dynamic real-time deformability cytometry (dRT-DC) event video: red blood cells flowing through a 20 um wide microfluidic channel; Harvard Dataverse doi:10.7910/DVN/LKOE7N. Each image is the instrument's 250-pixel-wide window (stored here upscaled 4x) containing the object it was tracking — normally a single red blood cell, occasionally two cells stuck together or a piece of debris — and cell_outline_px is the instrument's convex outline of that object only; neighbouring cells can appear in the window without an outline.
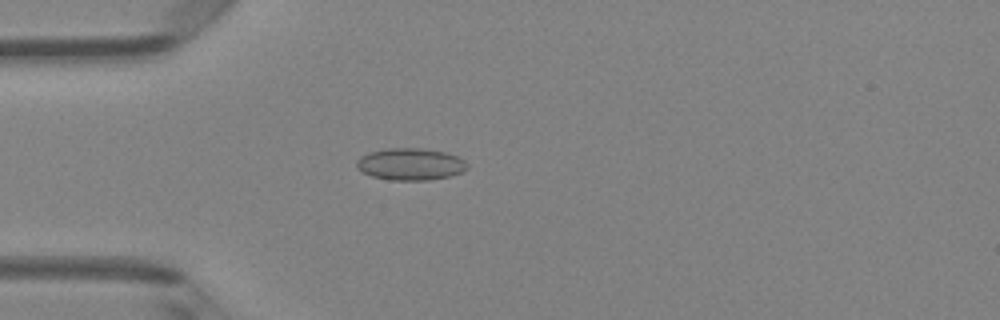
{"species": "Egyptian fruit bat (a non-hibernating species)", "species_latin": "Rousettus aegyptiacus", "temperature_condition": "room temperature", "stored_images_in_passage": 49, "camera_frame_rate_fps": 3000, "um_per_image_px": 0.085, "animal": {"sex": "female"}, "frame": {"image": 1, "passage_image": 14, "time_ms": 4.333, "image_size_px": [1000, 320], "cell_outline_px": [[468, 168], [452, 176], [428, 180], [392, 180], [372, 176], [356, 168], [356, 160], [360, 156], [372, 152], [388, 148], [420, 148], [444, 152], [456, 156], [464, 160], [468, 164]], "centroid_in_image_um": [34.89, 13.96], "position_along_channel_um": 50.1, "area_um2": 20.52}}
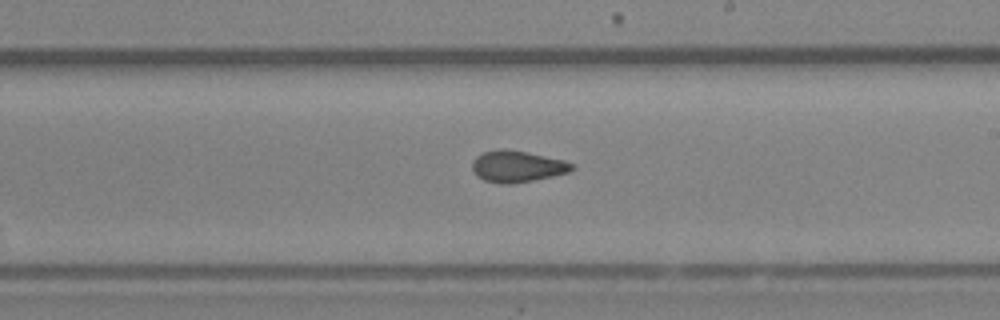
{"frame": {"image": 2, "passage_image": 29, "time_ms": 9.333, "image_size_px": [1000, 320], "cell_outline_px": [[576, 168], [568, 172], [552, 176], [512, 184], [504, 184], [484, 180], [476, 176], [472, 168], [472, 160], [476, 156], [484, 152], [528, 152], [564, 160], [576, 164]], "centroid_in_image_um": [44.01, 14.18], "position_along_channel_um": 245.0, "area_um2": 17.74}}
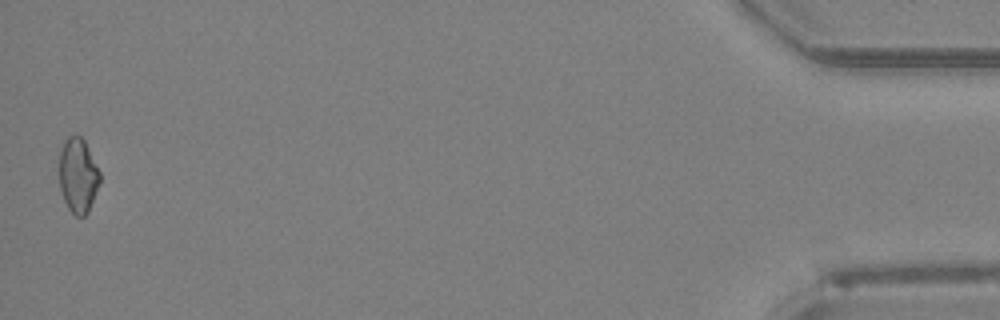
{"frame": {"image": 3, "passage_image": 49, "time_ms": 16.0, "image_size_px": [1000, 320], "cell_outline_px": [[100, 180], [88, 212], [84, 216], [76, 216], [68, 208], [64, 200], [60, 188], [60, 148], [64, 140], [68, 136], [76, 132], [84, 140], [100, 172]], "centroid_in_image_um": [6.62, 14.87], "position_along_channel_um": 428.6, "area_um2": 17.63}, "authors_computed_cell_mechanics": {"area_um2": 18.207, "velocity_mm_per_s": 4.1304, "shape_relaxation_time_tau1_ms": null, "shape_relaxation_time_tau2_ms": 1.9939, "deformation_change_tau1": null, "deformation_change_tau2": 0.0658}}